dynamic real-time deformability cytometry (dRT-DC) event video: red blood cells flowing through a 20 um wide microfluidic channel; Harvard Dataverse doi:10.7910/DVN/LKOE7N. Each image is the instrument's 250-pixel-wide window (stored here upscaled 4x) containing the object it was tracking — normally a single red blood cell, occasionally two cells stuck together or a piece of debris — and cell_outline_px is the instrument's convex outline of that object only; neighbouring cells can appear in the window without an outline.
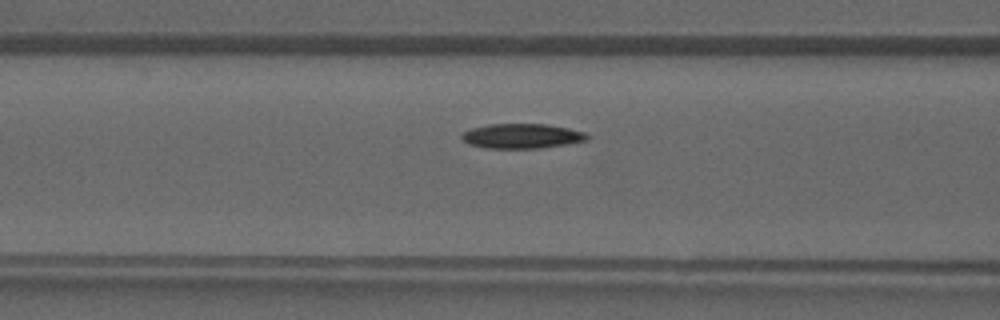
{"species": "common noctule bat (a hibernating species)", "species_latin": "Nyctalus noctula", "temperature_condition": "warm", "stored_images_in_passage": 41, "camera_frame_rate_fps": 3000, "um_per_image_px": 0.085, "animal": {"sex": "male", "forearm_length_mm": 52.5}, "frame": {"image": 1, "passage_image": 17, "time_ms": 5.333, "image_size_px": [1000, 320], "cell_outline_px": [[588, 140], [540, 148], [488, 148], [468, 144], [460, 136], [464, 132], [472, 128], [488, 124], [544, 124], [568, 128], [584, 132], [588, 136]], "centroid_in_image_um": [44.33, 11.56], "position_along_channel_um": 122.3, "area_um2": 17.86}}
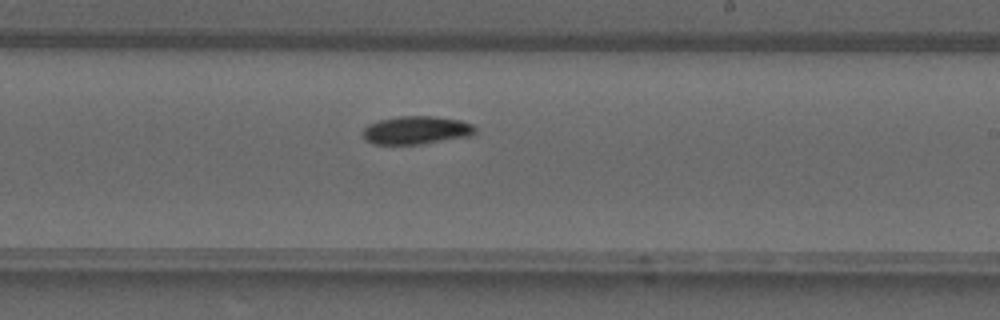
{"frame": {"image": 2, "passage_image": 25, "time_ms": 8.0, "image_size_px": [1000, 320], "cell_outline_px": [[476, 132], [472, 136], [420, 144], [372, 144], [364, 140], [364, 128], [368, 124], [380, 120], [400, 116], [436, 116], [460, 120], [472, 124], [476, 128]], "centroid_in_image_um": [35.41, 11.07], "position_along_channel_um": 253.6, "area_um2": 18.5}}
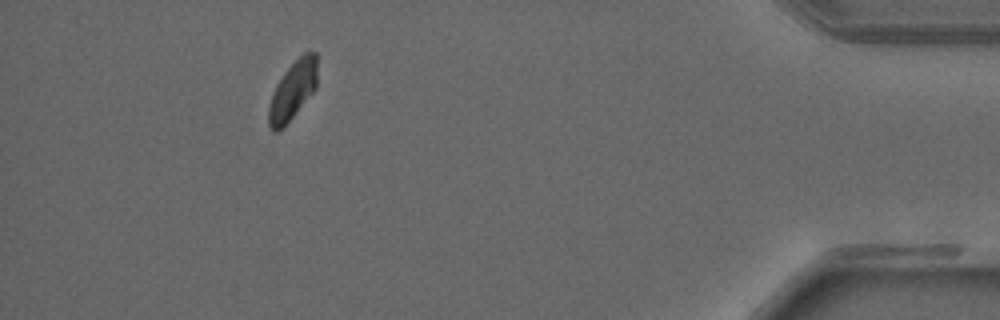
{"frame": {"image": 3, "passage_image": 38, "time_ms": 12.333, "image_size_px": [1000, 320], "cell_outline_px": [[316, 88], [292, 116], [276, 132], [272, 132], [268, 124], [268, 104], [272, 92], [276, 84], [284, 72], [304, 52], [316, 52]], "centroid_in_image_um": [24.84, 7.68], "position_along_channel_um": 410.4, "area_um2": 16.18}}